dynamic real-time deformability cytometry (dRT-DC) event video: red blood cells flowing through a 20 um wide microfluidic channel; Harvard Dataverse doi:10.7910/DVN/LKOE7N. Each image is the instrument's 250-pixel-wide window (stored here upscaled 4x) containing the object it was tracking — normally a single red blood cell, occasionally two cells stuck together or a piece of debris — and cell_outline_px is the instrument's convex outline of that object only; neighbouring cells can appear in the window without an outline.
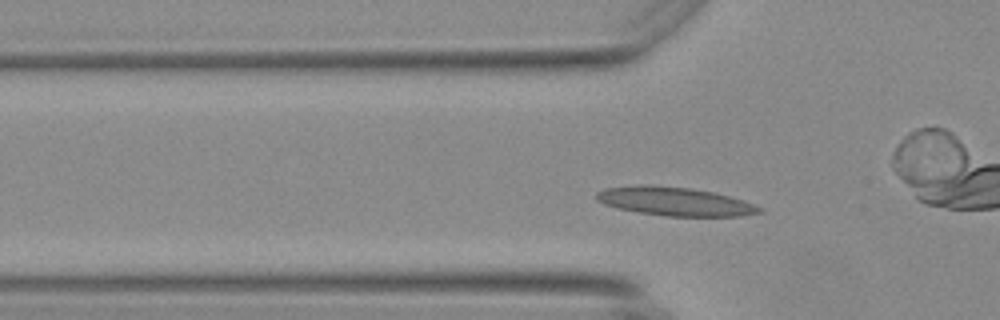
{"species": "Egyptian fruit bat (a non-hibernating species)", "species_latin": "Rousettus aegyptiacus", "temperature_condition": "warm", "stored_images_in_passage": 47, "camera_frame_rate_fps": 3000, "um_per_image_px": 0.085, "animal": {"sex": "female"}, "frame": {"image": 1, "passage_image": 14, "time_ms": 4.333, "image_size_px": [1000, 320], "cell_outline_px": [[764, 212], [740, 216], [668, 216], [636, 212], [616, 208], [604, 204], [596, 200], [596, 192], [604, 188], [688, 188], [712, 192], [728, 196], [752, 204], [760, 208]], "centroid_in_image_um": [57.39, 17.18], "position_along_channel_um": 68.4, "area_um2": 25.72}, "authors_computed_cell_mechanics": {"area_um2": 23.8714, "velocity_mm_per_s": 3.644, "shape_relaxation_time_tau1_ms": 3.9975, "shape_relaxation_time_tau2_ms": 1.3148, "deformation_change_tau1": 0.1209, "deformation_change_tau2": 0.07}}